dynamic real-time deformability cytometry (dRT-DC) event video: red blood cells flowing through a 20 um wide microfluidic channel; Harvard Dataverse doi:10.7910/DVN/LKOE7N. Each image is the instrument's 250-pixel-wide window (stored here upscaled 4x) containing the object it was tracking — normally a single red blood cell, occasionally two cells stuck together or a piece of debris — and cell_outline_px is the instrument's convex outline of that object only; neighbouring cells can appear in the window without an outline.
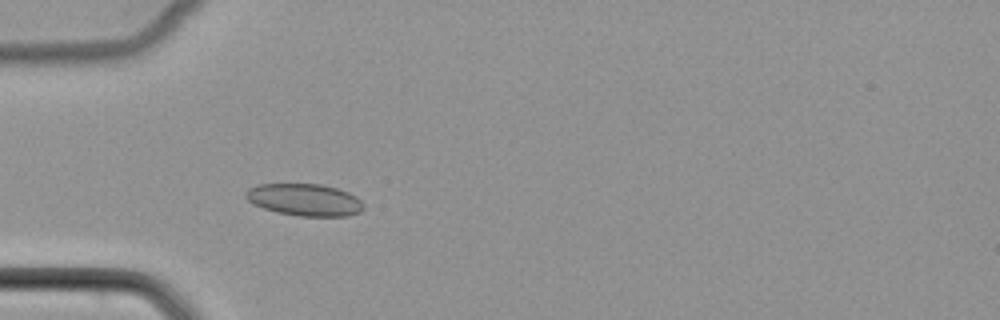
{"species": "common noctule bat (a hibernating species)", "species_latin": "Nyctalus noctula", "temperature_condition": "cold", "stored_images_in_passage": 50, "camera_frame_rate_fps": 3000, "um_per_image_px": 0.085, "animal": {"sex": "female", "body_mass_g": 22.7, "forearm_length_mm": 54.2}, "frame": {"image": 1, "passage_image": 14, "time_ms": 4.333, "image_size_px": [1000, 320], "cell_outline_px": [[364, 208], [360, 212], [348, 216], [300, 216], [276, 212], [252, 204], [244, 196], [244, 192], [248, 188], [260, 184], [320, 184], [336, 188], [348, 192], [356, 196], [364, 204]], "centroid_in_image_um": [25.88, 16.98], "position_along_channel_um": 59.1, "area_um2": 22.14}}
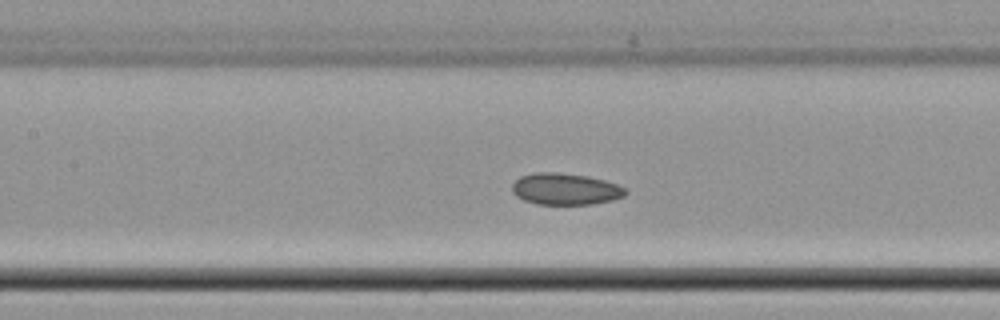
{"frame": {"image": 2, "passage_image": 22, "time_ms": 7.0, "image_size_px": [1000, 320], "cell_outline_px": [[628, 192], [624, 196], [612, 200], [592, 204], [536, 204], [524, 200], [516, 196], [512, 192], [512, 184], [520, 176], [536, 172], [556, 172], [588, 176], [604, 180], [616, 184], [624, 188]], "centroid_in_image_um": [48.03, 16.06], "position_along_channel_um": 159.4, "area_um2": 20.87}}
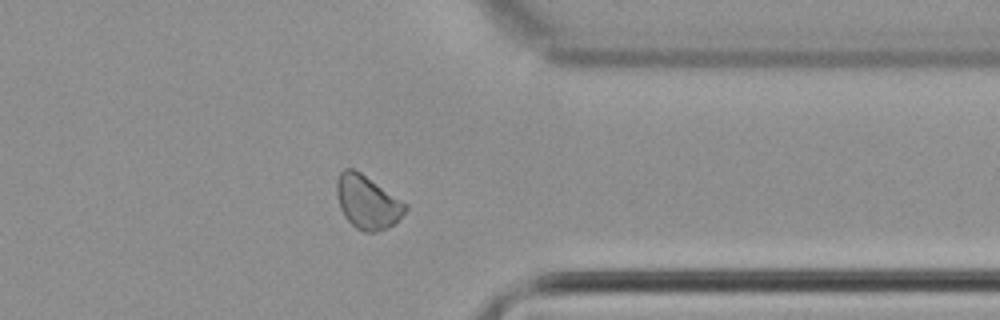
{"frame": {"image": 3, "passage_image": 39, "time_ms": 12.667, "image_size_px": [1000, 320], "cell_outline_px": [[408, 208], [392, 224], [376, 232], [364, 232], [356, 228], [344, 216], [340, 208], [336, 192], [336, 180], [340, 172], [344, 168], [352, 168], [360, 172], [408, 204]], "centroid_in_image_um": [31.19, 17.16], "position_along_channel_um": 380.2, "area_um2": 21.15}}